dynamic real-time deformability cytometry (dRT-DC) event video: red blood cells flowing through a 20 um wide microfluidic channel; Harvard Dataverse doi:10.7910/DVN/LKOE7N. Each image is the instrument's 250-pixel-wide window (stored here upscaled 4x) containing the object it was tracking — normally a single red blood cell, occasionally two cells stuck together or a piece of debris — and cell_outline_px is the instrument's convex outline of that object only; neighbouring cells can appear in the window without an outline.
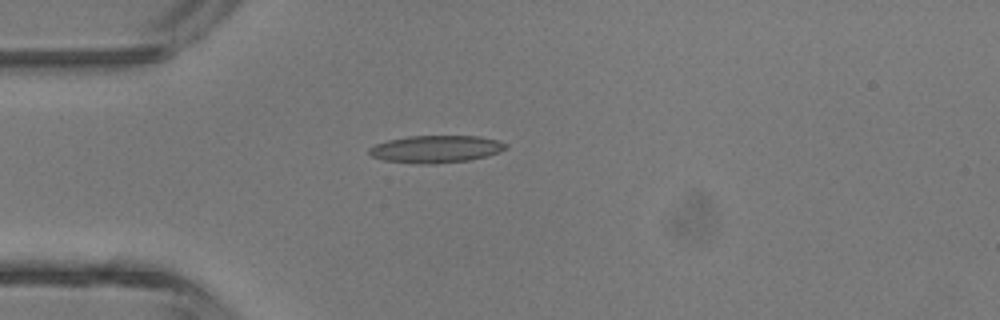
{"species": "common noctule bat (a hibernating species)", "species_latin": "Nyctalus noctula", "temperature_condition": "room temperature", "stored_images_in_passage": 3, "camera_frame_rate_fps": 3000, "um_per_image_px": 0.085, "animal": {"sex": "male", "body_mass_g": 13.3}, "frame": {"image": 1, "passage_image": 3, "time_ms": 2.333, "image_size_px": [1000, 320], "cell_outline_px": [[508, 148], [500, 152], [488, 156], [468, 160], [436, 164], [416, 164], [384, 160], [372, 156], [368, 152], [368, 148], [376, 144], [388, 140], [408, 136], [480, 136], [496, 140], [508, 144]], "centroid_in_image_um": [37.07, 12.67], "position_along_channel_um": 47.9, "area_um2": 21.91}}